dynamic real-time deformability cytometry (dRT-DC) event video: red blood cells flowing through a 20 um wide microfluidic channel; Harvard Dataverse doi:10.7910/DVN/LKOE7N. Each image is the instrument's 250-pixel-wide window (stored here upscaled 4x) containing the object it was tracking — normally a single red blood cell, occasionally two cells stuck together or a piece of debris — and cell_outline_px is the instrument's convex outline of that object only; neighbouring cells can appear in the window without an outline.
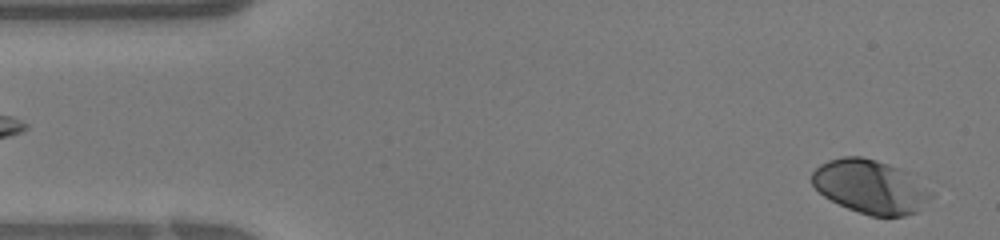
{"species": "human", "species_latin": "Homo sapiens", "temperature_condition": "warm", "stored_images_in_passage": 38, "camera_frame_rate_fps": 3000, "um_per_image_px": 0.085, "donor": {"sex": "female"}, "frame": {"image": 1, "passage_image": 1, "time_ms": 0.0, "image_size_px": [1000, 240], "cell_outline_px": [[932, 196], [916, 212], [904, 216], [872, 216], [848, 208], [824, 196], [812, 184], [812, 172], [820, 164], [828, 160], [840, 156], [860, 156], [876, 160], [900, 168], [908, 172], [932, 192]], "centroid_in_image_um": [73.97, 15.85], "position_along_channel_um": 11.0, "area_um2": 36.93}}
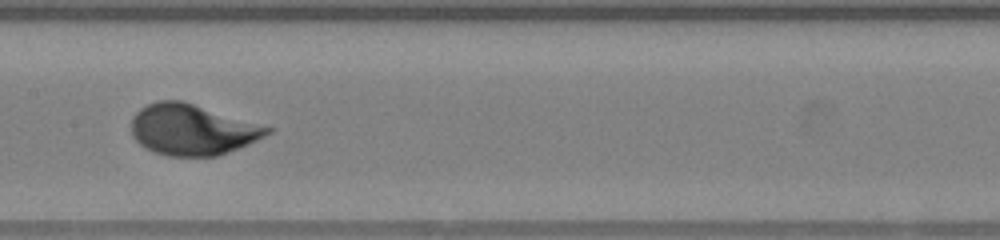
{"frame": {"image": 2, "passage_image": 18, "time_ms": 5.667, "image_size_px": [1000, 240], "cell_outline_px": [[272, 132], [248, 144], [228, 152], [216, 156], [168, 156], [144, 148], [132, 136], [132, 116], [140, 108], [156, 100], [180, 100], [272, 128]], "centroid_in_image_um": [16.29, 11.02], "position_along_channel_um": 191.1, "area_um2": 39.82}}
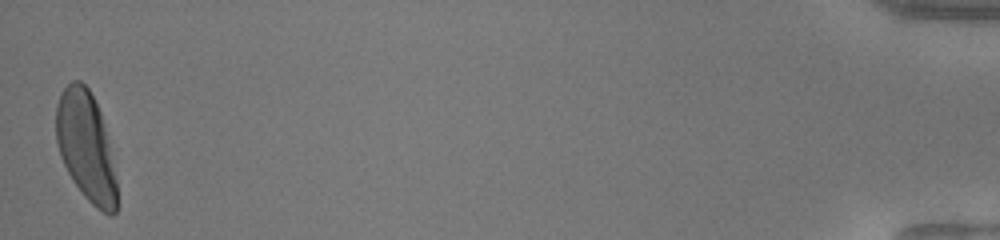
{"frame": {"image": 3, "passage_image": 38, "time_ms": 12.333, "image_size_px": [1000, 240], "cell_outline_px": [[116, 212], [112, 216], [108, 216], [96, 208], [84, 196], [72, 180], [60, 156], [56, 140], [56, 104], [60, 92], [72, 80], [80, 80], [88, 88], [100, 112], [108, 140], [116, 180]], "centroid_in_image_um": [7.29, 12.45], "position_along_channel_um": 427.9, "area_um2": 38.49}}